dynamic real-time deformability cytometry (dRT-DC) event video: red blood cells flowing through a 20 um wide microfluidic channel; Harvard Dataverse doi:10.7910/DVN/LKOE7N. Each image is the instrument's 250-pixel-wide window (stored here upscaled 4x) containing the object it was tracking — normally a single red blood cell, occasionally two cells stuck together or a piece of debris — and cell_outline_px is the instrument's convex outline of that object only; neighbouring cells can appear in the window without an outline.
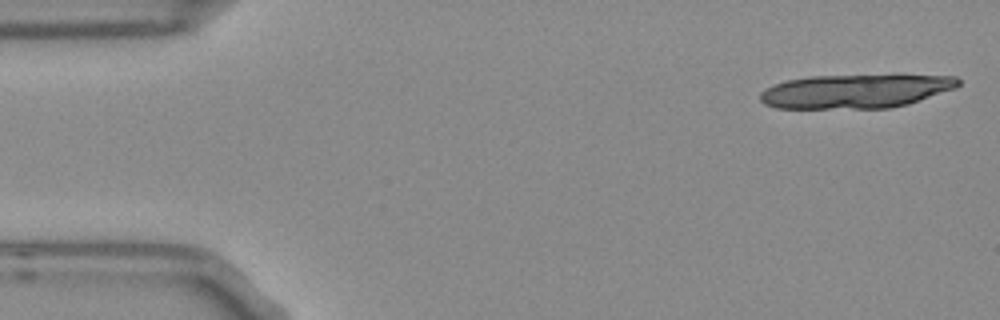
{"species": "Egyptian fruit bat (a non-hibernating species)", "species_latin": "Rousettus aegyptiacus", "temperature_condition": "room temperature", "stored_images_in_passage": 13, "camera_frame_rate_fps": 3000, "um_per_image_px": 0.085, "frame": {"image": 1, "passage_image": 1, "time_ms": 0.0, "image_size_px": [1000, 320], "cell_outline_px": [[960, 84], [956, 88], [908, 104], [888, 108], [776, 108], [764, 104], [760, 100], [760, 92], [764, 88], [788, 80], [808, 76], [956, 76], [960, 80]], "centroid_in_image_um": [72.68, 7.76], "position_along_channel_um": 12.3, "area_um2": 38.67}}